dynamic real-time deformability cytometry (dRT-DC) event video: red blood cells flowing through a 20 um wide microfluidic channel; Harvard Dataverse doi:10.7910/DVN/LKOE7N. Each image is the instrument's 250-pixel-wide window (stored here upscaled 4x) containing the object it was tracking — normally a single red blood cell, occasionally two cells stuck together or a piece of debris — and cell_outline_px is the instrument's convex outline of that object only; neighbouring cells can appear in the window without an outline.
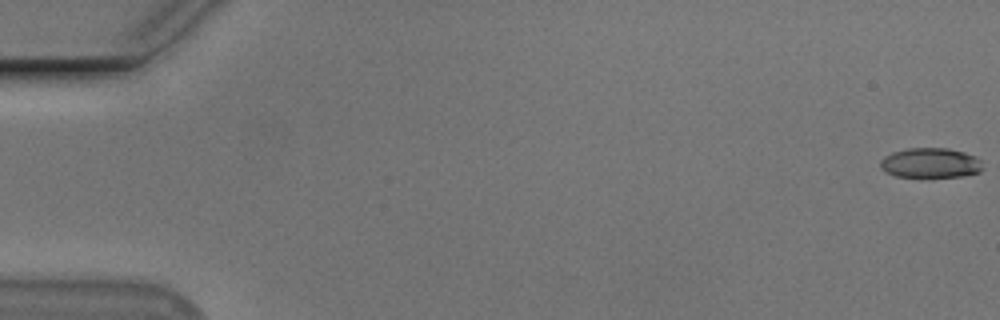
{"species": "Egyptian fruit bat (a non-hibernating species)", "species_latin": "Rousettus aegyptiacus", "temperature_condition": "cold", "stored_images_in_passage": 18, "camera_frame_rate_fps": 3000, "um_per_image_px": 0.085, "animal": {"sex": "male"}, "frame": {"image": 1, "passage_image": 1, "time_ms": 0.0, "image_size_px": [1000, 320], "cell_outline_px": [[984, 168], [980, 172], [960, 176], [896, 176], [880, 168], [880, 160], [884, 156], [892, 152], [908, 148], [948, 148], [964, 152], [976, 156], [980, 160]], "centroid_in_image_um": [79.11, 13.83], "position_along_channel_um": 5.9, "area_um2": 17.74}}
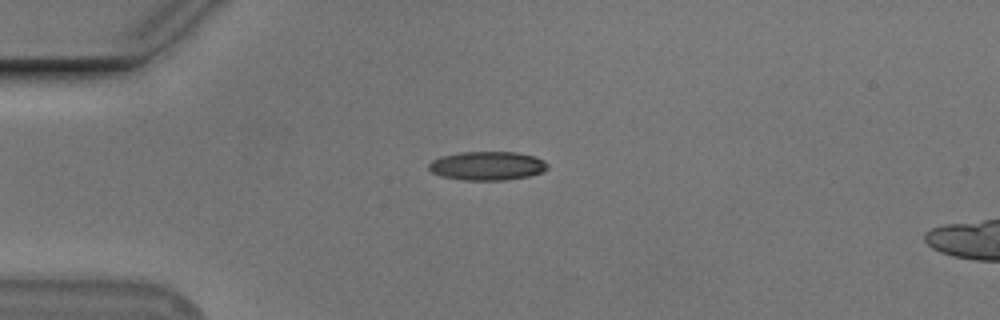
{"frame": {"image": 2, "passage_image": 15, "time_ms": 4.667, "image_size_px": [1000, 320], "cell_outline_px": [[548, 168], [540, 172], [528, 176], [504, 180], [464, 180], [440, 176], [432, 172], [428, 168], [428, 164], [432, 160], [440, 156], [460, 152], [516, 152], [536, 156], [544, 160], [548, 164]], "centroid_in_image_um": [41.4, 14.08], "position_along_channel_um": 43.6, "area_um2": 20.0}}